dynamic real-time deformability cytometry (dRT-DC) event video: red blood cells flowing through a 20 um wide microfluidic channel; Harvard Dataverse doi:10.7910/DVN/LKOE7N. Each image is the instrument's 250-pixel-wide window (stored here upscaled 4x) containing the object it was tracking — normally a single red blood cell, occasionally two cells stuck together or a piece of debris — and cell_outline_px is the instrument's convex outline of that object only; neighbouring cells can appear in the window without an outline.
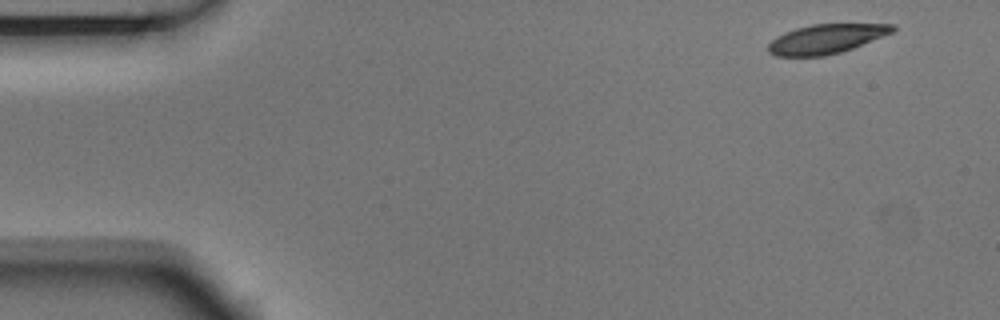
{"species": "Egyptian fruit bat (a non-hibernating species)", "species_latin": "Rousettus aegyptiacus", "temperature_condition": "room temperature", "stored_images_in_passage": 6, "camera_frame_rate_fps": 3000, "um_per_image_px": 0.085, "animal": {"sex": "male"}, "frame": {"image": 1, "passage_image": 1, "time_ms": 0.0, "image_size_px": [1000, 320], "cell_outline_px": [[896, 28], [892, 32], [852, 48], [840, 52], [824, 56], [776, 56], [768, 52], [768, 44], [776, 36], [784, 32], [796, 28], [812, 24], [896, 24]], "centroid_in_image_um": [70.18, 3.3], "position_along_channel_um": 14.8, "area_um2": 21.1}}
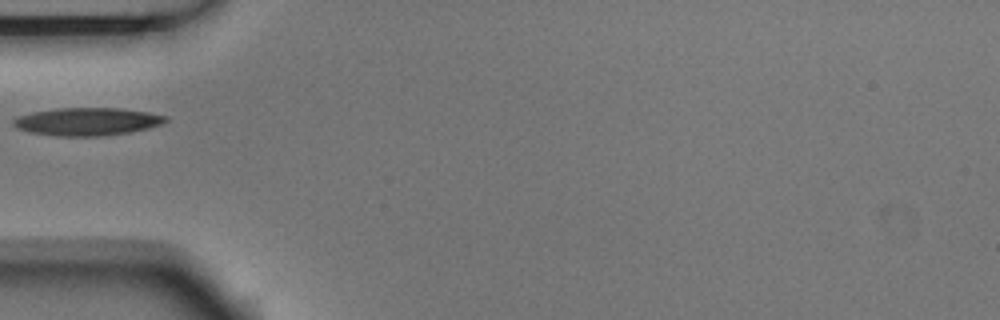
{"frame": {"image": 2, "passage_image": 5, "time_ms": 1.333, "image_size_px": [1000, 320], "cell_outline_px": [[168, 120], [160, 124], [148, 128], [132, 132], [104, 136], [56, 136], [28, 132], [16, 128], [12, 124], [12, 120], [20, 116], [32, 112], [60, 108], [120, 108], [148, 112], [168, 116]], "centroid_in_image_um": [7.41, 10.34], "position_along_channel_um": 77.6, "area_um2": 24.8}}
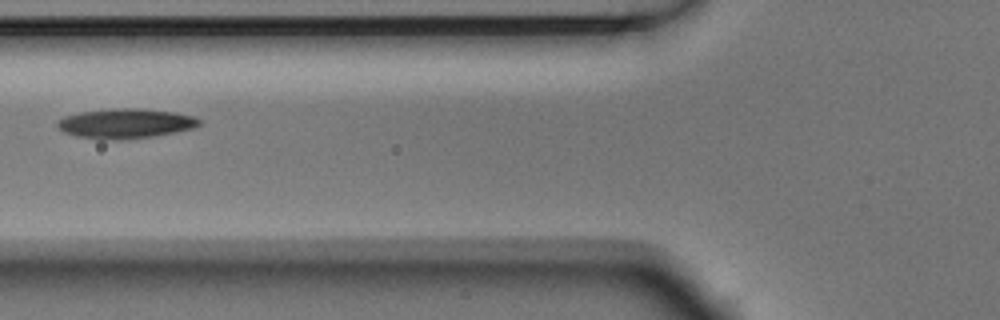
{"frame": {"image": 3, "passage_image": 6, "time_ms": 1.667, "image_size_px": [1000, 320], "cell_outline_px": [[200, 124], [192, 128], [176, 132], [156, 136], [128, 140], [100, 140], [76, 136], [64, 132], [56, 128], [56, 120], [64, 116], [80, 112], [116, 108], [140, 108], [172, 112], [192, 116], [200, 120]], "centroid_in_image_um": [10.6, 10.51], "position_along_channel_um": 115.2, "area_um2": 24.91}}